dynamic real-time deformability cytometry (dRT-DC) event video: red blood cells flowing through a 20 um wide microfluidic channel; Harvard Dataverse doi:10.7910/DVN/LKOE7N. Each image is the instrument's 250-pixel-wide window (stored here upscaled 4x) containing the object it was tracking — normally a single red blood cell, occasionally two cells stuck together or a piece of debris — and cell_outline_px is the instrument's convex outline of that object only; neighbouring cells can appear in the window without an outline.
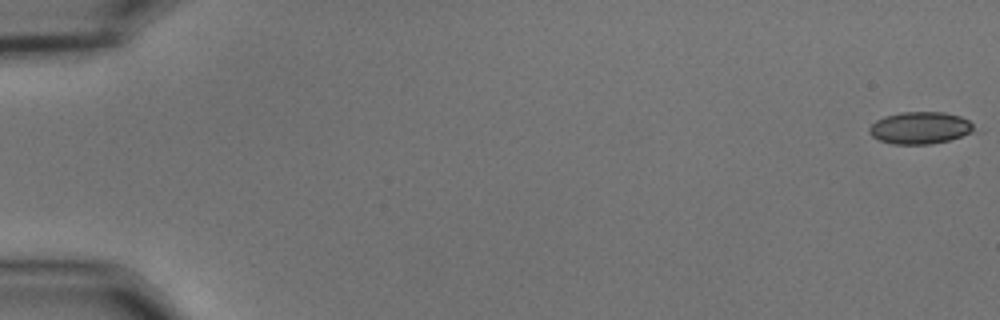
{"species": "common noctule bat (a hibernating species)", "species_latin": "Nyctalus noctula", "temperature_condition": "cold", "stored_images_in_passage": 56, "camera_frame_rate_fps": 3000, "um_per_image_px": 0.085, "animal": {"sex": "male", "body_mass_g": 15.6}, "frame": {"image": 1, "passage_image": 1, "time_ms": 0.0, "image_size_px": [1000, 320], "cell_outline_px": [[972, 128], [968, 132], [960, 136], [948, 140], [932, 144], [892, 144], [880, 140], [872, 136], [868, 132], [868, 128], [876, 120], [884, 116], [900, 112], [944, 112], [960, 116], [968, 120], [972, 124]], "centroid_in_image_um": [78.13, 10.86], "position_along_channel_um": 6.9, "area_um2": 19.36}}
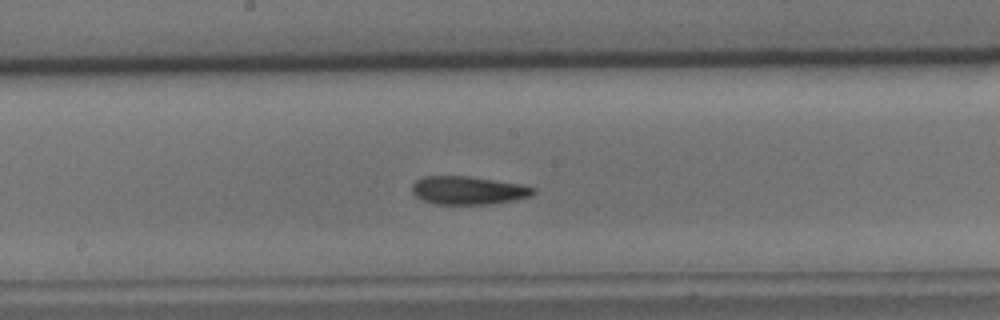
{"frame": {"image": 2, "passage_image": 30, "time_ms": 9.667, "image_size_px": [1000, 320], "cell_outline_px": [[536, 192], [532, 196], [516, 200], [492, 204], [436, 204], [424, 200], [416, 196], [412, 192], [412, 184], [416, 180], [424, 176], [468, 176], [520, 184], [536, 188]], "centroid_in_image_um": [39.82, 16.18], "position_along_channel_um": 208.4, "area_um2": 20.0}}
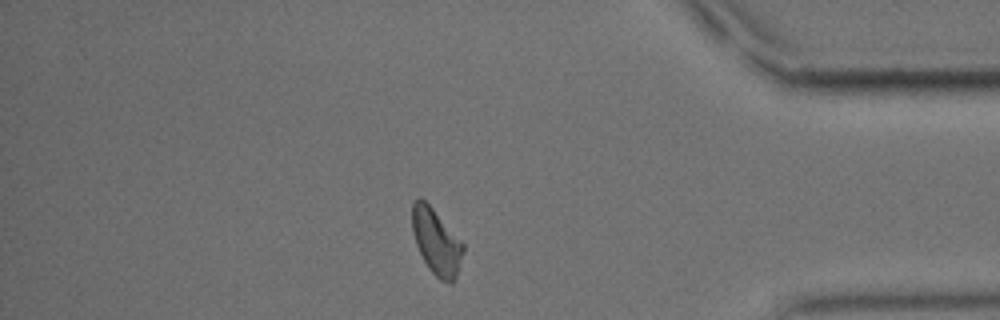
{"frame": {"image": 3, "passage_image": 48, "time_ms": 15.667, "image_size_px": [1000, 320], "cell_outline_px": [[464, 252], [456, 280], [452, 284], [448, 284], [440, 280], [428, 268], [416, 244], [412, 232], [412, 204], [420, 196], [432, 208], [464, 244]], "centroid_in_image_um": [37.1, 20.6], "position_along_channel_um": 398.1, "area_um2": 19.54}, "authors_computed_cell_mechanics": {"area_um2": 19.4786, "velocity_mm_per_s": 3.6149, "shape_relaxation_time_tau1_ms": 5.1774, "shape_relaxation_time_tau2_ms": 10.8233, "deformation_change_tau1": 0.131, "deformation_change_tau2": 0.1798}}